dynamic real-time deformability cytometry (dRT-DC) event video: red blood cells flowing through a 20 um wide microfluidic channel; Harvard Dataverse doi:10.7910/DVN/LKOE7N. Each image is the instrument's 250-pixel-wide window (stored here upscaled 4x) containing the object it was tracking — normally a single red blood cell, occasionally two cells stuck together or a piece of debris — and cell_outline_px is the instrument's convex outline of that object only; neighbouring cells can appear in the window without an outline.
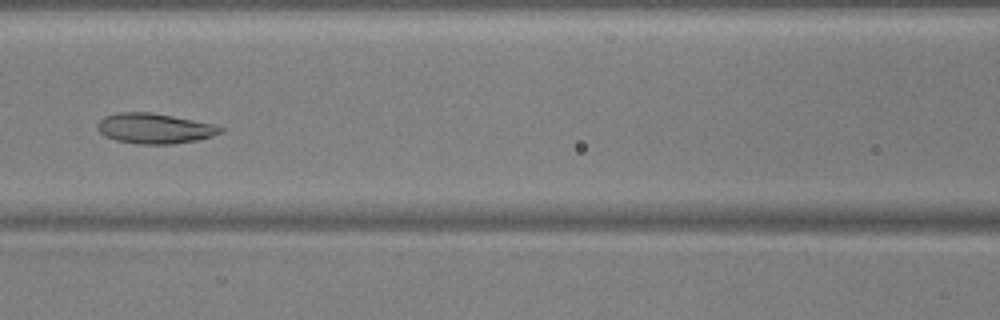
{"species": "common noctule bat (a hibernating species)", "species_latin": "Nyctalus noctula", "temperature_condition": "warm", "stored_images_in_passage": 55, "camera_frame_rate_fps": 3000, "um_per_image_px": 0.085, "animal": {"sex": "male", "body_mass_g": 17.9, "forearm_length_mm": 54.2}, "frame": {"image": 1, "passage_image": 25, "time_ms": 8.0, "image_size_px": [1000, 320], "cell_outline_px": [[224, 132], [212, 136], [196, 140], [172, 144], [136, 144], [116, 140], [104, 136], [96, 128], [100, 120], [104, 116], [120, 112], [152, 112], [212, 124], [224, 128]], "centroid_in_image_um": [13.12, 10.92], "position_along_channel_um": 153.5, "area_um2": 21.62}}
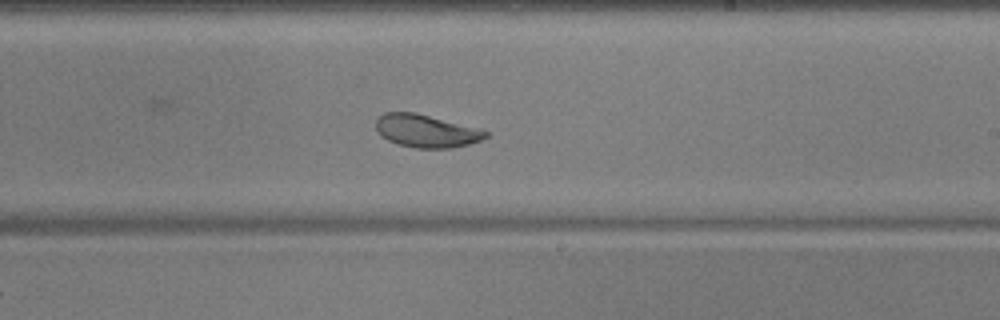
{"frame": {"image": 2, "passage_image": 33, "time_ms": 10.667, "image_size_px": [1000, 320], "cell_outline_px": [[488, 136], [480, 140], [468, 144], [452, 148], [416, 148], [396, 144], [388, 140], [376, 128], [376, 120], [384, 112], [416, 112], [484, 128], [488, 132]], "centroid_in_image_um": [36.3, 11.11], "position_along_channel_um": 252.7, "area_um2": 21.27}}
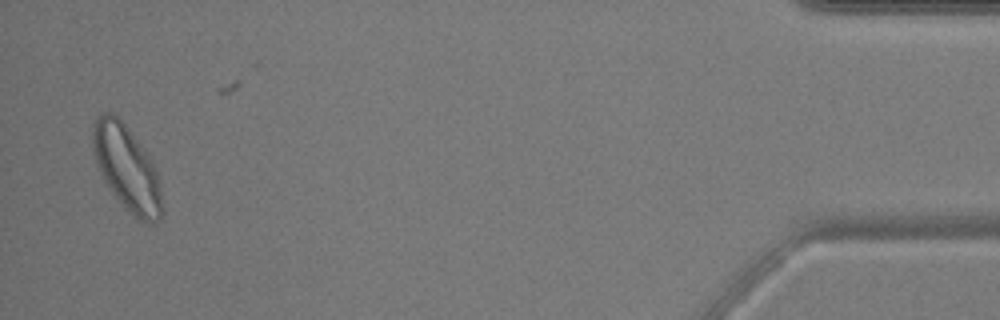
{"frame": {"image": 3, "passage_image": 53, "time_ms": 17.333, "image_size_px": [1000, 320], "cell_outline_px": [[164, 212], [160, 220], [152, 224], [148, 224], [140, 220], [128, 212], [112, 192], [104, 180], [100, 172], [92, 148], [92, 124], [96, 116], [104, 112], [112, 112], [120, 116], [152, 164], [156, 172], [160, 184]], "centroid_in_image_um": [10.77, 14.3], "position_along_channel_um": 424.4, "area_um2": 34.33}, "authors_computed_cell_mechanics": {"area_um2": 24.5072, "velocity_mm_per_s": 3.7367, "shape_relaxation_time_tau1_ms": 2.9468, "shape_relaxation_time_tau2_ms": 1.4299, "deformation_change_tau1": 0.117, "deformation_change_tau2": 0.0415}}